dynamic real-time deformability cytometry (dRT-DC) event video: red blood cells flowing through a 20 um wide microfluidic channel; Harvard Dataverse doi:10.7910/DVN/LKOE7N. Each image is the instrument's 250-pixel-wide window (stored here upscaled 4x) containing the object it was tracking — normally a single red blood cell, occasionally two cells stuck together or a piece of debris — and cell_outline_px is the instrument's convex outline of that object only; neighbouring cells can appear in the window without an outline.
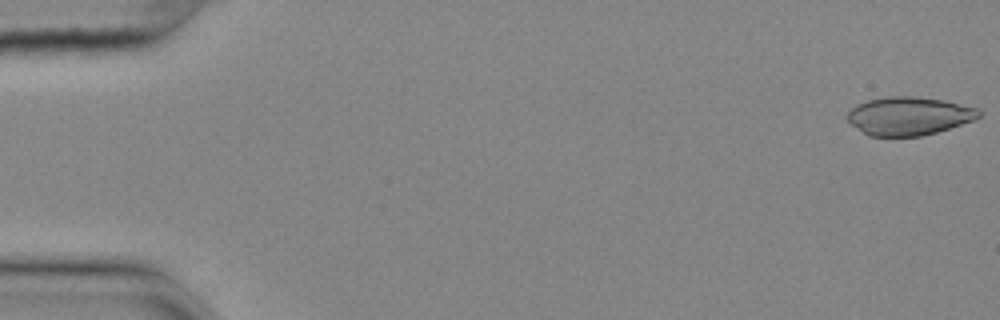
{"species": "common noctule bat (a hibernating species)", "species_latin": "Nyctalus noctula", "temperature_condition": "cold", "stored_images_in_passage": 55, "camera_frame_rate_fps": 3000, "um_per_image_px": 0.085, "animal": {"sex": "female", "body_mass_g": 25.1}, "frame": {"image": 1, "passage_image": 1, "time_ms": 0.0, "image_size_px": [1000, 320], "cell_outline_px": [[980, 116], [972, 120], [936, 132], [920, 136], [868, 136], [852, 124], [844, 116], [856, 104], [868, 100], [892, 96], [912, 96], [944, 100], [976, 108], [980, 112]], "centroid_in_image_um": [77.21, 9.85], "position_along_channel_um": 7.8, "area_um2": 29.02}}
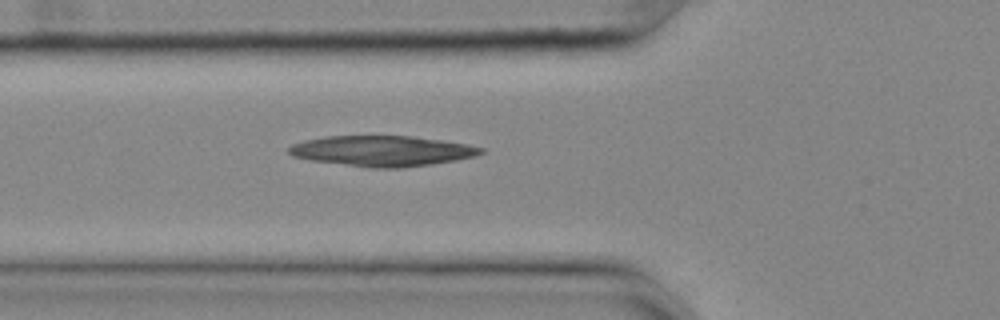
{"frame": {"image": 2, "passage_image": 20, "time_ms": 6.333, "image_size_px": [1000, 320], "cell_outline_px": [[484, 152], [476, 156], [456, 160], [432, 164], [400, 168], [368, 168], [308, 160], [292, 156], [288, 152], [288, 148], [292, 144], [304, 140], [328, 136], [412, 136], [468, 144], [484, 148]], "centroid_in_image_um": [32.47, 12.84], "position_along_channel_um": 93.3, "area_um2": 34.33}}
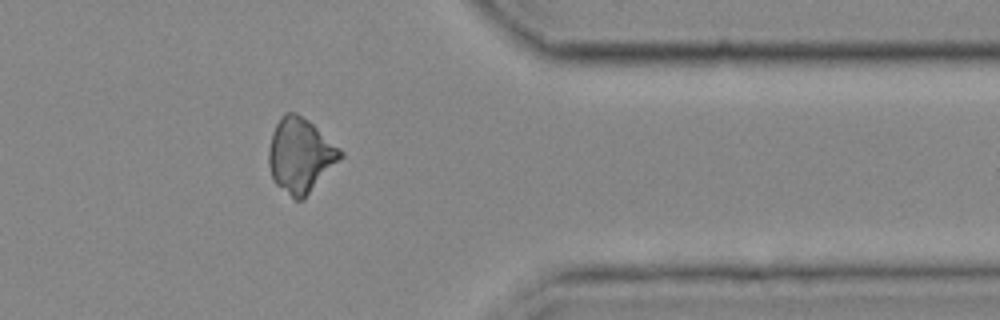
{"frame": {"image": 3, "passage_image": 45, "time_ms": 14.667, "image_size_px": [1000, 320], "cell_outline_px": [[344, 156], [304, 200], [296, 200], [276, 184], [272, 176], [268, 164], [268, 148], [272, 132], [280, 116], [284, 112], [296, 112], [308, 120], [340, 148], [344, 152]], "centroid_in_image_um": [25.53, 13.2], "position_along_channel_um": 385.9, "area_um2": 31.27}}